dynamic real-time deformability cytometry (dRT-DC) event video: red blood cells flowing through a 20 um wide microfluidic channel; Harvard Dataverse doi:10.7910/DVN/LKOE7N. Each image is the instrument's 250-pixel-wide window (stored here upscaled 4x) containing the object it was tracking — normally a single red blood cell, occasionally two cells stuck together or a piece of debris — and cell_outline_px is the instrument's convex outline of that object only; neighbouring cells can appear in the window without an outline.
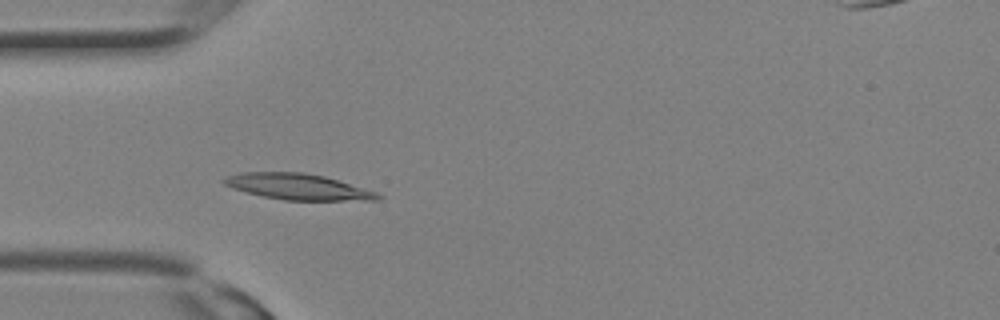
{"species": "Egyptian fruit bat (a non-hibernating species)", "species_latin": "Rousettus aegyptiacus", "temperature_condition": "room temperature", "stored_images_in_passage": 20, "camera_frame_rate_fps": 3000, "um_per_image_px": 0.085, "animal": {"sex": "female"}, "frame": {"image": 1, "passage_image": 7, "time_ms": 2.0, "image_size_px": [1000, 320], "cell_outline_px": [[384, 196], [380, 200], [284, 200], [264, 196], [232, 188], [224, 184], [220, 180], [224, 176], [240, 172], [304, 172], [324, 176], [376, 192]], "centroid_in_image_um": [25.29, 15.86], "position_along_channel_um": 59.7, "area_um2": 23.18}}
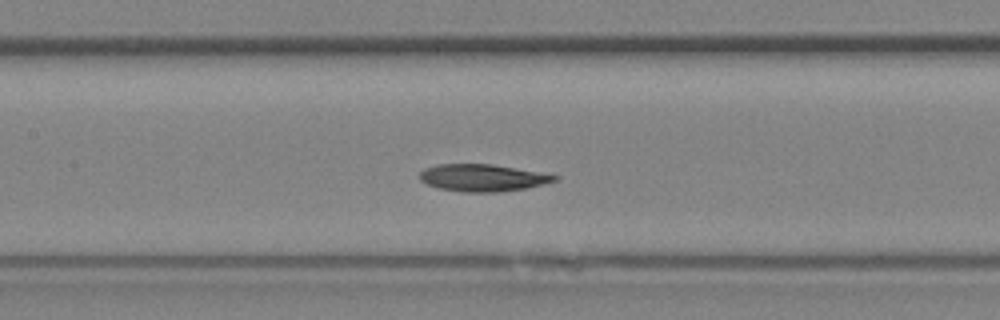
{"frame": {"image": 2, "passage_image": 12, "time_ms": 3.667, "image_size_px": [1000, 320], "cell_outline_px": [[556, 180], [544, 184], [524, 188], [500, 192], [464, 192], [436, 188], [420, 180], [420, 172], [424, 168], [440, 164], [492, 164], [556, 176]], "centroid_in_image_um": [40.93, 15.12], "position_along_channel_um": 166.5, "area_um2": 20.92}}
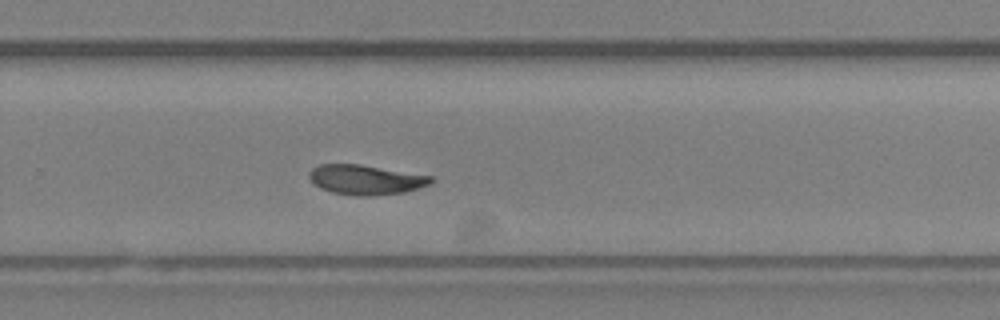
{"frame": {"image": 3, "passage_image": 18, "time_ms": 5.667, "image_size_px": [1000, 320], "cell_outline_px": [[436, 180], [432, 184], [404, 192], [372, 196], [356, 196], [332, 192], [320, 188], [308, 176], [308, 172], [312, 168], [320, 164], [360, 164], [432, 176]], "centroid_in_image_um": [31.11, 15.27], "position_along_channel_um": 298.7, "area_um2": 21.21}}